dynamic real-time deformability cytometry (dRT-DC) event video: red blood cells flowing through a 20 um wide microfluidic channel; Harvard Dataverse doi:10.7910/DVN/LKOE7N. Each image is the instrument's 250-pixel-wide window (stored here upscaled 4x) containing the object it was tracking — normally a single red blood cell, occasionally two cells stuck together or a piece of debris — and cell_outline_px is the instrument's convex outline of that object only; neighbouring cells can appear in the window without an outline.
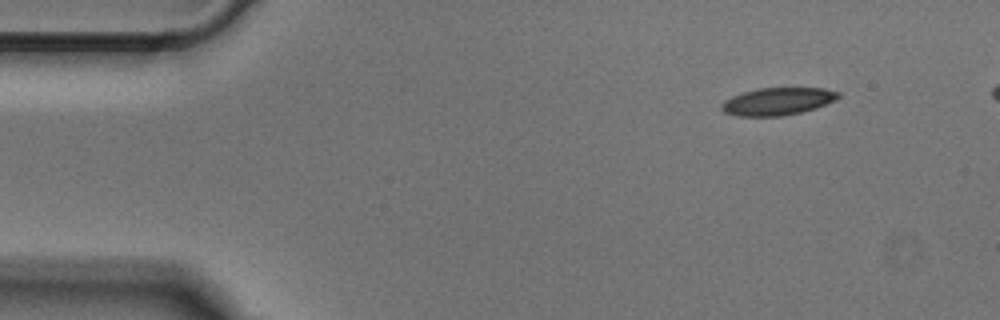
{"species": "Egyptian fruit bat (a non-hibernating species)", "species_latin": "Rousettus aegyptiacus", "temperature_condition": "cold", "stored_images_in_passage": 43, "camera_frame_rate_fps": 3000, "um_per_image_px": 0.085, "animal": {"sex": "male"}, "frame": {"image": 1, "passage_image": 1, "time_ms": 0.0, "image_size_px": [1000, 320], "cell_outline_px": [[840, 96], [836, 100], [816, 108], [800, 112], [780, 116], [736, 116], [724, 112], [720, 108], [720, 104], [724, 100], [732, 96], [744, 92], [760, 88], [824, 88], [840, 92]], "centroid_in_image_um": [66.09, 8.62], "position_along_channel_um": 18.9, "area_um2": 18.73}}
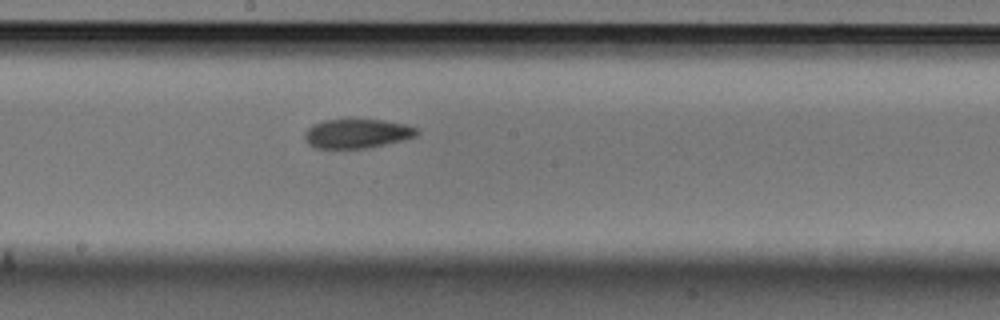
{"frame": {"image": 2, "passage_image": 22, "time_ms": 7.0, "image_size_px": [1000, 320], "cell_outline_px": [[420, 132], [416, 136], [404, 140], [368, 148], [316, 148], [308, 144], [304, 140], [304, 132], [312, 124], [324, 120], [380, 120], [404, 124], [416, 128]], "centroid_in_image_um": [30.32, 11.36], "position_along_channel_um": 217.9, "area_um2": 19.07}}
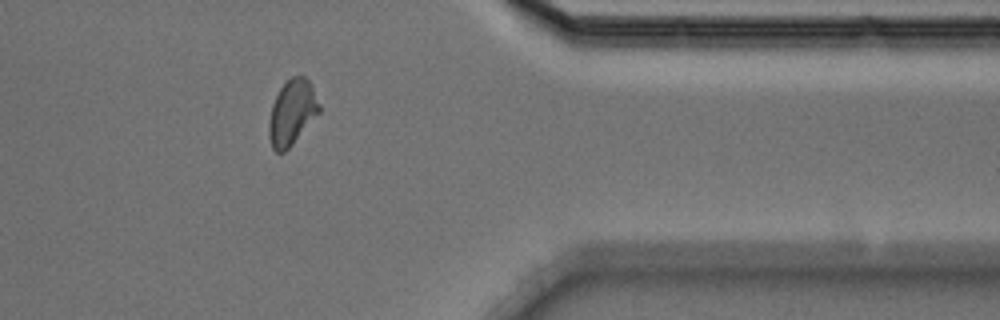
{"frame": {"image": 3, "passage_image": 36, "time_ms": 11.667, "image_size_px": [1000, 320], "cell_outline_px": [[320, 112], [292, 144], [284, 152], [276, 152], [272, 148], [268, 136], [268, 124], [272, 104], [280, 88], [292, 76], [304, 76], [312, 84], [320, 104]], "centroid_in_image_um": [24.82, 9.56], "position_along_channel_um": 386.6, "area_um2": 19.07}}